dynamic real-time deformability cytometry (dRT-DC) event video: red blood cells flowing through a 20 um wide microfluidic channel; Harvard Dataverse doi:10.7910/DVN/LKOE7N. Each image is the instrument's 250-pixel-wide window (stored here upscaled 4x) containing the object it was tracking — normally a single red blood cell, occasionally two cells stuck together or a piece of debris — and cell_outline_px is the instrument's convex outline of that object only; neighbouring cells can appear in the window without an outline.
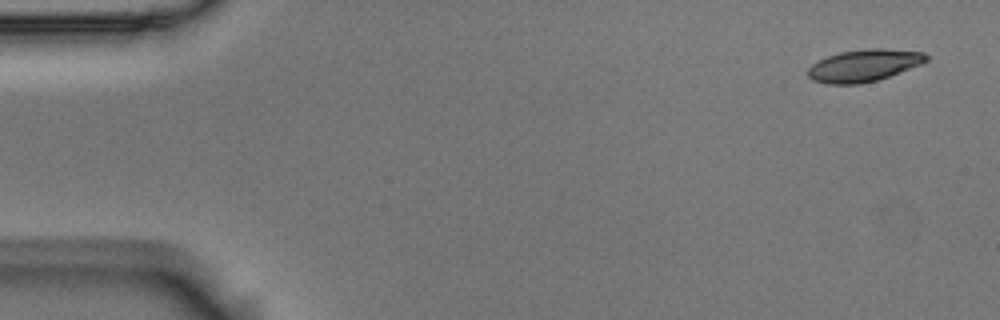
{"species": "Egyptian fruit bat (a non-hibernating species)", "species_latin": "Rousettus aegyptiacus", "temperature_condition": "room temperature", "stored_images_in_passage": 4, "camera_frame_rate_fps": 3000, "um_per_image_px": 0.085, "animal": {"sex": "male"}, "frame": {"image": 1, "passage_image": 1, "time_ms": 0.0, "image_size_px": [1000, 320], "cell_outline_px": [[928, 60], [920, 64], [888, 76], [876, 80], [860, 84], [828, 84], [812, 80], [808, 76], [808, 68], [812, 64], [828, 56], [840, 52], [868, 48], [884, 48], [924, 52], [928, 56]], "centroid_in_image_um": [73.42, 5.56], "position_along_channel_um": 11.6, "area_um2": 21.96}}
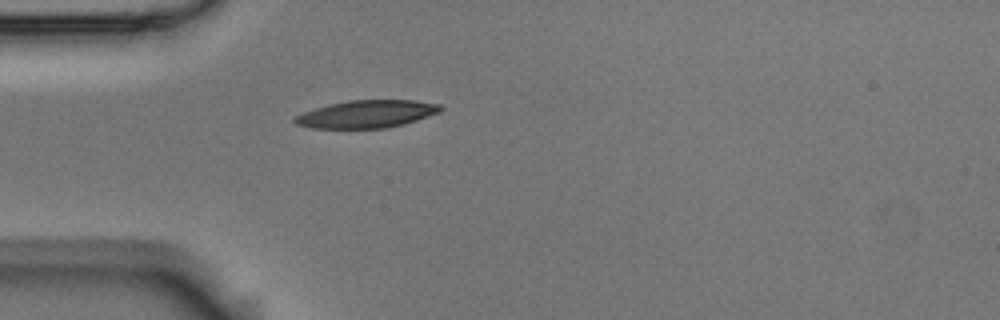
{"frame": {"image": 2, "passage_image": 4, "time_ms": 1.0, "image_size_px": [1000, 320], "cell_outline_px": [[444, 108], [440, 112], [404, 124], [384, 128], [312, 128], [296, 124], [292, 120], [292, 116], [328, 104], [348, 100], [412, 100], [440, 104]], "centroid_in_image_um": [31.15, 9.69], "position_along_channel_um": 53.9, "area_um2": 23.47}}